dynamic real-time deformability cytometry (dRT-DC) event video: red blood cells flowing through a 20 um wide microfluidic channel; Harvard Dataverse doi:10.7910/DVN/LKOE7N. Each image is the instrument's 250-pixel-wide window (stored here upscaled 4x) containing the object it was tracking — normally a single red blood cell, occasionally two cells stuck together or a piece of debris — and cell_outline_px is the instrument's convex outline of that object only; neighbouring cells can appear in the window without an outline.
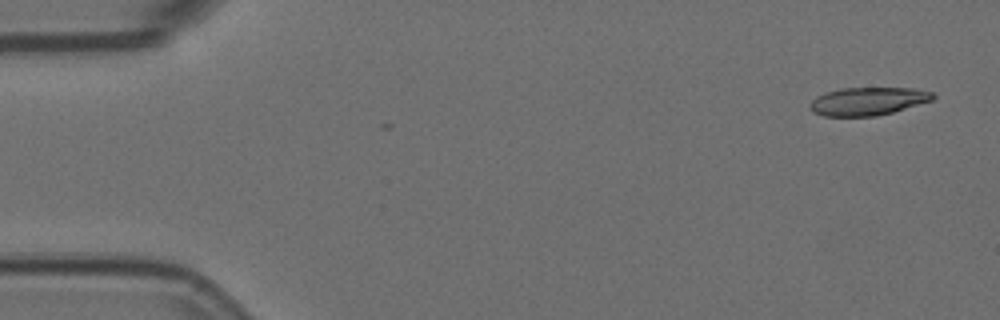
{"species": "Egyptian fruit bat (a non-hibernating species)", "species_latin": "Rousettus aegyptiacus", "temperature_condition": "room temperature", "stored_images_in_passage": 5, "camera_frame_rate_fps": 3000, "um_per_image_px": 0.085, "animal": {"sex": "female"}, "frame": {"image": 1, "passage_image": 1, "time_ms": 0.0, "image_size_px": [1000, 320], "cell_outline_px": [[936, 96], [932, 100], [892, 112], [876, 116], [824, 116], [812, 112], [808, 104], [816, 96], [840, 88], [916, 88], [936, 92]], "centroid_in_image_um": [73.78, 8.6], "position_along_channel_um": 11.2, "area_um2": 20.17}}